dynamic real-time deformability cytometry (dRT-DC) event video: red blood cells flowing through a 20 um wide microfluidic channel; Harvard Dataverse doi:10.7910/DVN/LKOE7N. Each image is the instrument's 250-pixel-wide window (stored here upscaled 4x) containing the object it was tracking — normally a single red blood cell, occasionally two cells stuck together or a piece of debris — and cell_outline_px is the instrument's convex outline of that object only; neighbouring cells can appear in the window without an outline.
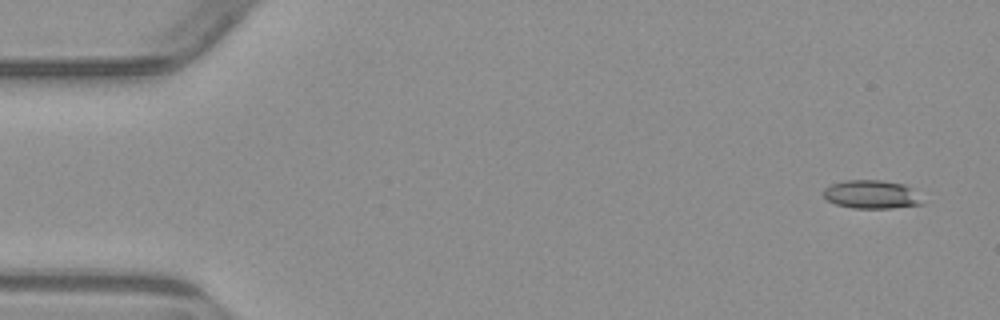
{"species": "common noctule bat (a hibernating species)", "species_latin": "Nyctalus noctula", "temperature_condition": "warm", "stored_images_in_passage": 6, "camera_frame_rate_fps": 3000, "um_per_image_px": 0.085, "animal": {"sex": "male", "body_mass_g": 23.1, "forearm_length_mm": 52.7}, "frame": {"image": 1, "passage_image": 1, "time_ms": 0.0, "image_size_px": [1000, 320], "cell_outline_px": [[924, 204], [892, 208], [852, 208], [836, 204], [828, 200], [824, 196], [824, 188], [832, 184], [844, 180], [880, 180], [904, 184]], "centroid_in_image_um": [74.01, 16.53], "position_along_channel_um": 11.0, "area_um2": 16.01}}
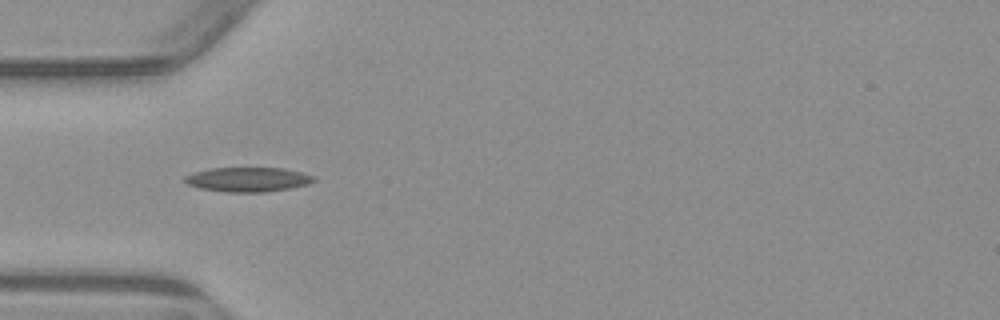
{"frame": {"image": 2, "passage_image": 5, "time_ms": 4.667, "image_size_px": [1000, 320], "cell_outline_px": [[316, 180], [308, 184], [288, 188], [264, 192], [224, 192], [200, 188], [188, 184], [184, 180], [184, 176], [192, 172], [208, 168], [284, 168], [300, 172], [312, 176]], "centroid_in_image_um": [21.01, 15.25], "position_along_channel_um": 64.0, "area_um2": 18.32}}
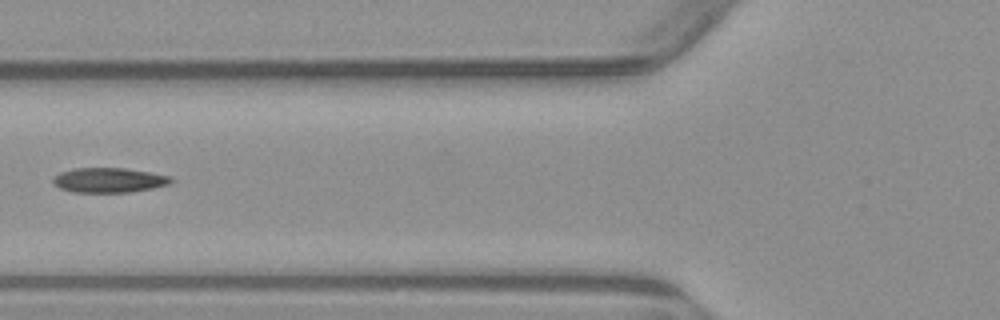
{"frame": {"image": 3, "passage_image": 6, "time_ms": 6.0, "image_size_px": [1000, 320], "cell_outline_px": [[176, 180], [168, 184], [152, 188], [128, 192], [72, 192], [60, 188], [52, 180], [52, 176], [60, 172], [72, 168], [124, 168], [172, 176]], "centroid_in_image_um": [9.25, 15.3], "position_along_channel_um": 116.5, "area_um2": 17.05}}